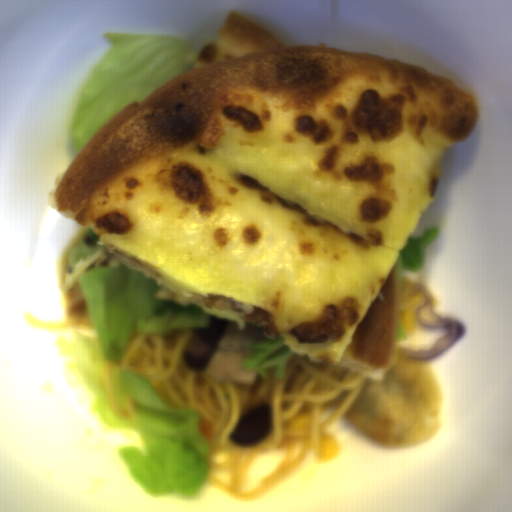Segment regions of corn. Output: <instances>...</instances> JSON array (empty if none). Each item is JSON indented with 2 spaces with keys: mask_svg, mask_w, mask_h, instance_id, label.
<instances>
[{
  "mask_svg": "<svg viewBox=\"0 0 512 512\" xmlns=\"http://www.w3.org/2000/svg\"><path fill=\"white\" fill-rule=\"evenodd\" d=\"M314 453L320 464H327L335 460L340 453V444L337 437L325 428Z\"/></svg>",
  "mask_w": 512,
  "mask_h": 512,
  "instance_id": "corn-1",
  "label": "corn"
}]
</instances>
